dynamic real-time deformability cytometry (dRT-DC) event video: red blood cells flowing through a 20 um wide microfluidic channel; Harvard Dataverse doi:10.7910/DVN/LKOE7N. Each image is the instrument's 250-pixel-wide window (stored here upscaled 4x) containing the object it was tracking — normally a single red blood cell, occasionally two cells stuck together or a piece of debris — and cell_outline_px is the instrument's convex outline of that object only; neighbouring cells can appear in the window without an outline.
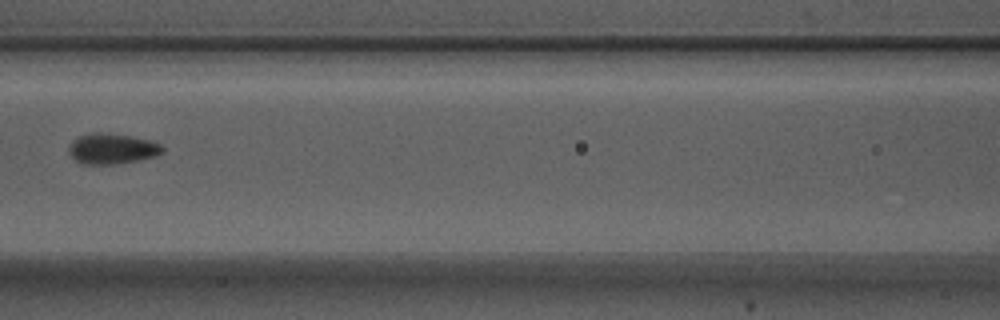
{"species": "Egyptian fruit bat (a non-hibernating species)", "species_latin": "Rousettus aegyptiacus", "temperature_condition": "warm", "stored_images_in_passage": 6, "camera_frame_rate_fps": 3000, "um_per_image_px": 0.085, "animal": {"sex": "male"}, "frame": {"image": 1, "passage_image": 3, "time_ms": 0.667, "image_size_px": [1000, 320], "cell_outline_px": [[164, 152], [156, 156], [116, 164], [80, 164], [68, 152], [68, 144], [72, 140], [80, 136], [92, 132], [96, 132], [132, 136], [148, 140], [160, 144], [164, 148]], "centroid_in_image_um": [9.49, 12.64], "position_along_channel_um": 157.1, "area_um2": 16.65}}
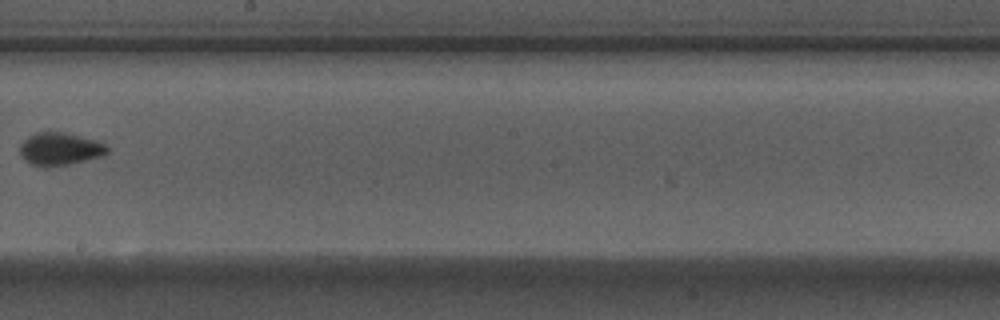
{"frame": {"image": 2, "passage_image": 5, "time_ms": 1.333, "image_size_px": [1000, 320], "cell_outline_px": [[108, 152], [104, 156], [68, 164], [48, 168], [40, 168], [24, 160], [20, 156], [20, 144], [28, 136], [36, 132], [64, 132], [96, 140], [104, 144], [108, 148]], "centroid_in_image_um": [5.06, 12.68], "position_along_channel_um": 243.1, "area_um2": 16.88}}
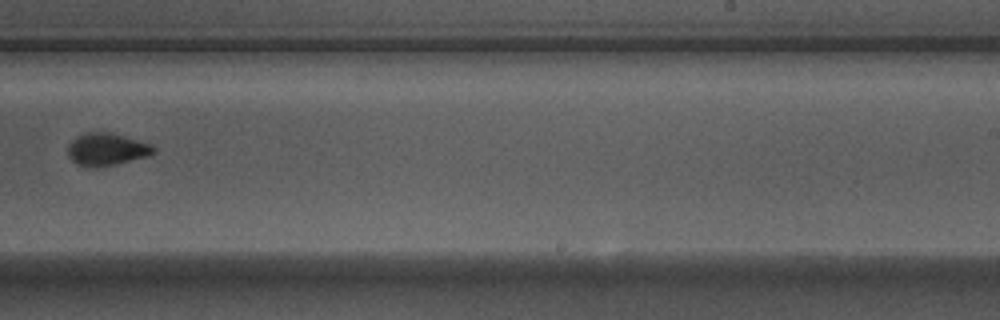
{"frame": {"image": 3, "passage_image": 6, "time_ms": 1.667, "image_size_px": [1000, 320], "cell_outline_px": [[156, 152], [148, 156], [112, 164], [76, 164], [68, 156], [68, 144], [76, 136], [84, 132], [108, 132], [124, 136], [152, 144], [156, 148]], "centroid_in_image_um": [9.08, 12.63], "position_along_channel_um": 279.9, "area_um2": 15.66}}